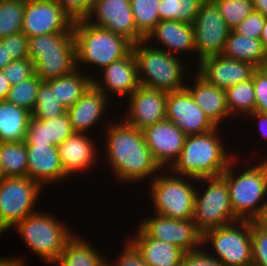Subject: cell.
Segmentation results:
<instances>
[{"instance_id": "31", "label": "cell", "mask_w": 267, "mask_h": 266, "mask_svg": "<svg viewBox=\"0 0 267 266\" xmlns=\"http://www.w3.org/2000/svg\"><path fill=\"white\" fill-rule=\"evenodd\" d=\"M265 54L260 39L248 38L234 30L230 31L222 53L227 58L248 62L256 68L260 67Z\"/></svg>"}, {"instance_id": "15", "label": "cell", "mask_w": 267, "mask_h": 266, "mask_svg": "<svg viewBox=\"0 0 267 266\" xmlns=\"http://www.w3.org/2000/svg\"><path fill=\"white\" fill-rule=\"evenodd\" d=\"M74 20L56 0H26L22 32L29 38L56 32H73Z\"/></svg>"}, {"instance_id": "46", "label": "cell", "mask_w": 267, "mask_h": 266, "mask_svg": "<svg viewBox=\"0 0 267 266\" xmlns=\"http://www.w3.org/2000/svg\"><path fill=\"white\" fill-rule=\"evenodd\" d=\"M204 247L197 251L184 254L180 266H224L219 260L212 257Z\"/></svg>"}, {"instance_id": "42", "label": "cell", "mask_w": 267, "mask_h": 266, "mask_svg": "<svg viewBox=\"0 0 267 266\" xmlns=\"http://www.w3.org/2000/svg\"><path fill=\"white\" fill-rule=\"evenodd\" d=\"M266 17L259 12L253 11L233 30L248 38L260 39Z\"/></svg>"}, {"instance_id": "53", "label": "cell", "mask_w": 267, "mask_h": 266, "mask_svg": "<svg viewBox=\"0 0 267 266\" xmlns=\"http://www.w3.org/2000/svg\"><path fill=\"white\" fill-rule=\"evenodd\" d=\"M254 11L267 18V0H252Z\"/></svg>"}, {"instance_id": "11", "label": "cell", "mask_w": 267, "mask_h": 266, "mask_svg": "<svg viewBox=\"0 0 267 266\" xmlns=\"http://www.w3.org/2000/svg\"><path fill=\"white\" fill-rule=\"evenodd\" d=\"M44 188L29 177L0 178V229L7 232L25 217L37 212Z\"/></svg>"}, {"instance_id": "33", "label": "cell", "mask_w": 267, "mask_h": 266, "mask_svg": "<svg viewBox=\"0 0 267 266\" xmlns=\"http://www.w3.org/2000/svg\"><path fill=\"white\" fill-rule=\"evenodd\" d=\"M227 106L230 117L248 116L255 111V90L252 77L226 90Z\"/></svg>"}, {"instance_id": "30", "label": "cell", "mask_w": 267, "mask_h": 266, "mask_svg": "<svg viewBox=\"0 0 267 266\" xmlns=\"http://www.w3.org/2000/svg\"><path fill=\"white\" fill-rule=\"evenodd\" d=\"M84 73L86 71L84 72L83 68L81 70L76 69L68 75L47 81L59 102L66 109L73 106L93 84L92 78L94 76L88 72Z\"/></svg>"}, {"instance_id": "14", "label": "cell", "mask_w": 267, "mask_h": 266, "mask_svg": "<svg viewBox=\"0 0 267 266\" xmlns=\"http://www.w3.org/2000/svg\"><path fill=\"white\" fill-rule=\"evenodd\" d=\"M84 20L122 35L133 44L145 39L136 30L130 0H93Z\"/></svg>"}, {"instance_id": "43", "label": "cell", "mask_w": 267, "mask_h": 266, "mask_svg": "<svg viewBox=\"0 0 267 266\" xmlns=\"http://www.w3.org/2000/svg\"><path fill=\"white\" fill-rule=\"evenodd\" d=\"M119 259L116 261L107 260V266H149L145 263L141 253L136 246L126 237Z\"/></svg>"}, {"instance_id": "50", "label": "cell", "mask_w": 267, "mask_h": 266, "mask_svg": "<svg viewBox=\"0 0 267 266\" xmlns=\"http://www.w3.org/2000/svg\"><path fill=\"white\" fill-rule=\"evenodd\" d=\"M13 59L8 57L7 44L0 39V70L4 69Z\"/></svg>"}, {"instance_id": "40", "label": "cell", "mask_w": 267, "mask_h": 266, "mask_svg": "<svg viewBox=\"0 0 267 266\" xmlns=\"http://www.w3.org/2000/svg\"><path fill=\"white\" fill-rule=\"evenodd\" d=\"M2 71L11 86L28 79L35 73L34 64L30 58L13 60Z\"/></svg>"}, {"instance_id": "13", "label": "cell", "mask_w": 267, "mask_h": 266, "mask_svg": "<svg viewBox=\"0 0 267 266\" xmlns=\"http://www.w3.org/2000/svg\"><path fill=\"white\" fill-rule=\"evenodd\" d=\"M139 227L151 238L174 244L186 253L203 247V234L193 219L178 220L154 213L152 217H144Z\"/></svg>"}, {"instance_id": "24", "label": "cell", "mask_w": 267, "mask_h": 266, "mask_svg": "<svg viewBox=\"0 0 267 266\" xmlns=\"http://www.w3.org/2000/svg\"><path fill=\"white\" fill-rule=\"evenodd\" d=\"M109 102V98L92 84L81 98L67 109L74 133L90 134L89 131L105 119L103 117L107 109H110Z\"/></svg>"}, {"instance_id": "9", "label": "cell", "mask_w": 267, "mask_h": 266, "mask_svg": "<svg viewBox=\"0 0 267 266\" xmlns=\"http://www.w3.org/2000/svg\"><path fill=\"white\" fill-rule=\"evenodd\" d=\"M197 183L201 186L196 187L193 221L202 234L238 221L231 207L226 180L221 175L200 178Z\"/></svg>"}, {"instance_id": "38", "label": "cell", "mask_w": 267, "mask_h": 266, "mask_svg": "<svg viewBox=\"0 0 267 266\" xmlns=\"http://www.w3.org/2000/svg\"><path fill=\"white\" fill-rule=\"evenodd\" d=\"M66 112L67 109L59 102L50 85L47 82H41L32 117L47 120Z\"/></svg>"}, {"instance_id": "48", "label": "cell", "mask_w": 267, "mask_h": 266, "mask_svg": "<svg viewBox=\"0 0 267 266\" xmlns=\"http://www.w3.org/2000/svg\"><path fill=\"white\" fill-rule=\"evenodd\" d=\"M250 120H255L256 124L258 123L259 131L263 140H267V114L259 113L257 111H253L248 115Z\"/></svg>"}, {"instance_id": "52", "label": "cell", "mask_w": 267, "mask_h": 266, "mask_svg": "<svg viewBox=\"0 0 267 266\" xmlns=\"http://www.w3.org/2000/svg\"><path fill=\"white\" fill-rule=\"evenodd\" d=\"M25 261L22 259V256L16 257H0V266H26Z\"/></svg>"}, {"instance_id": "27", "label": "cell", "mask_w": 267, "mask_h": 266, "mask_svg": "<svg viewBox=\"0 0 267 266\" xmlns=\"http://www.w3.org/2000/svg\"><path fill=\"white\" fill-rule=\"evenodd\" d=\"M74 133L68 113L47 120L31 117L25 144H51L59 146Z\"/></svg>"}, {"instance_id": "3", "label": "cell", "mask_w": 267, "mask_h": 266, "mask_svg": "<svg viewBox=\"0 0 267 266\" xmlns=\"http://www.w3.org/2000/svg\"><path fill=\"white\" fill-rule=\"evenodd\" d=\"M237 156L221 176L228 186L234 216L238 220L253 221L267 205V161L259 158L261 161L254 165L249 161L248 167L245 164L246 169L242 168V171L238 172L239 169L236 171L235 167L239 168L236 165L241 163L238 160L241 158Z\"/></svg>"}, {"instance_id": "56", "label": "cell", "mask_w": 267, "mask_h": 266, "mask_svg": "<svg viewBox=\"0 0 267 266\" xmlns=\"http://www.w3.org/2000/svg\"><path fill=\"white\" fill-rule=\"evenodd\" d=\"M267 154L265 153L264 158H262L264 161H267Z\"/></svg>"}, {"instance_id": "57", "label": "cell", "mask_w": 267, "mask_h": 266, "mask_svg": "<svg viewBox=\"0 0 267 266\" xmlns=\"http://www.w3.org/2000/svg\"><path fill=\"white\" fill-rule=\"evenodd\" d=\"M1 147H2V142L0 141V153H1Z\"/></svg>"}, {"instance_id": "18", "label": "cell", "mask_w": 267, "mask_h": 266, "mask_svg": "<svg viewBox=\"0 0 267 266\" xmlns=\"http://www.w3.org/2000/svg\"><path fill=\"white\" fill-rule=\"evenodd\" d=\"M166 119L187 136L204 134L216 128L186 88L168 93Z\"/></svg>"}, {"instance_id": "47", "label": "cell", "mask_w": 267, "mask_h": 266, "mask_svg": "<svg viewBox=\"0 0 267 266\" xmlns=\"http://www.w3.org/2000/svg\"><path fill=\"white\" fill-rule=\"evenodd\" d=\"M61 8L74 20L85 19L93 0H56Z\"/></svg>"}, {"instance_id": "29", "label": "cell", "mask_w": 267, "mask_h": 266, "mask_svg": "<svg viewBox=\"0 0 267 266\" xmlns=\"http://www.w3.org/2000/svg\"><path fill=\"white\" fill-rule=\"evenodd\" d=\"M31 117L28 110L7 100L0 101V141H24Z\"/></svg>"}, {"instance_id": "17", "label": "cell", "mask_w": 267, "mask_h": 266, "mask_svg": "<svg viewBox=\"0 0 267 266\" xmlns=\"http://www.w3.org/2000/svg\"><path fill=\"white\" fill-rule=\"evenodd\" d=\"M168 93L139 86L128 96L125 117L122 120L139 130L166 119Z\"/></svg>"}, {"instance_id": "1", "label": "cell", "mask_w": 267, "mask_h": 266, "mask_svg": "<svg viewBox=\"0 0 267 266\" xmlns=\"http://www.w3.org/2000/svg\"><path fill=\"white\" fill-rule=\"evenodd\" d=\"M110 121H106L109 127L103 130H106L103 155L107 160L105 162H109L112 175L123 184L142 182L150 177L152 180L162 169L154 160L143 131L126 124L122 119Z\"/></svg>"}, {"instance_id": "12", "label": "cell", "mask_w": 267, "mask_h": 266, "mask_svg": "<svg viewBox=\"0 0 267 266\" xmlns=\"http://www.w3.org/2000/svg\"><path fill=\"white\" fill-rule=\"evenodd\" d=\"M194 47L199 61L206 57L223 53L227 37L231 31L213 0H204L192 23Z\"/></svg>"}, {"instance_id": "7", "label": "cell", "mask_w": 267, "mask_h": 266, "mask_svg": "<svg viewBox=\"0 0 267 266\" xmlns=\"http://www.w3.org/2000/svg\"><path fill=\"white\" fill-rule=\"evenodd\" d=\"M13 228L30 251L52 266L67 241L75 234L58 216L45 211H37L25 217Z\"/></svg>"}, {"instance_id": "36", "label": "cell", "mask_w": 267, "mask_h": 266, "mask_svg": "<svg viewBox=\"0 0 267 266\" xmlns=\"http://www.w3.org/2000/svg\"><path fill=\"white\" fill-rule=\"evenodd\" d=\"M136 30L146 38L160 21V0H130Z\"/></svg>"}, {"instance_id": "45", "label": "cell", "mask_w": 267, "mask_h": 266, "mask_svg": "<svg viewBox=\"0 0 267 266\" xmlns=\"http://www.w3.org/2000/svg\"><path fill=\"white\" fill-rule=\"evenodd\" d=\"M255 90V111L267 114V75L256 68L252 74Z\"/></svg>"}, {"instance_id": "8", "label": "cell", "mask_w": 267, "mask_h": 266, "mask_svg": "<svg viewBox=\"0 0 267 266\" xmlns=\"http://www.w3.org/2000/svg\"><path fill=\"white\" fill-rule=\"evenodd\" d=\"M149 182L148 197L154 213L178 220L193 219L197 179L162 170Z\"/></svg>"}, {"instance_id": "4", "label": "cell", "mask_w": 267, "mask_h": 266, "mask_svg": "<svg viewBox=\"0 0 267 266\" xmlns=\"http://www.w3.org/2000/svg\"><path fill=\"white\" fill-rule=\"evenodd\" d=\"M73 33L76 45V66L96 67L101 71L112 62L126 57L133 43L122 35L107 29L93 26L84 19L73 23ZM81 65V66H80ZM98 67V68H97Z\"/></svg>"}, {"instance_id": "10", "label": "cell", "mask_w": 267, "mask_h": 266, "mask_svg": "<svg viewBox=\"0 0 267 266\" xmlns=\"http://www.w3.org/2000/svg\"><path fill=\"white\" fill-rule=\"evenodd\" d=\"M202 243L203 247L208 243L211 250L207 252L224 266H252L251 221L210 229L203 234Z\"/></svg>"}, {"instance_id": "55", "label": "cell", "mask_w": 267, "mask_h": 266, "mask_svg": "<svg viewBox=\"0 0 267 266\" xmlns=\"http://www.w3.org/2000/svg\"><path fill=\"white\" fill-rule=\"evenodd\" d=\"M259 69L267 75V52L263 58V61L260 65Z\"/></svg>"}, {"instance_id": "26", "label": "cell", "mask_w": 267, "mask_h": 266, "mask_svg": "<svg viewBox=\"0 0 267 266\" xmlns=\"http://www.w3.org/2000/svg\"><path fill=\"white\" fill-rule=\"evenodd\" d=\"M129 240L141 253L149 266H180L186 252L174 244L159 241L148 236L139 226Z\"/></svg>"}, {"instance_id": "6", "label": "cell", "mask_w": 267, "mask_h": 266, "mask_svg": "<svg viewBox=\"0 0 267 266\" xmlns=\"http://www.w3.org/2000/svg\"><path fill=\"white\" fill-rule=\"evenodd\" d=\"M29 58L42 82L68 75L77 69L73 32H56L28 38Z\"/></svg>"}, {"instance_id": "21", "label": "cell", "mask_w": 267, "mask_h": 266, "mask_svg": "<svg viewBox=\"0 0 267 266\" xmlns=\"http://www.w3.org/2000/svg\"><path fill=\"white\" fill-rule=\"evenodd\" d=\"M28 158L27 177L43 188L50 184L66 182L57 146L51 144H26ZM63 181V182H62ZM47 185V186H46Z\"/></svg>"}, {"instance_id": "51", "label": "cell", "mask_w": 267, "mask_h": 266, "mask_svg": "<svg viewBox=\"0 0 267 266\" xmlns=\"http://www.w3.org/2000/svg\"><path fill=\"white\" fill-rule=\"evenodd\" d=\"M253 223L261 230L267 232V205L260 211Z\"/></svg>"}, {"instance_id": "28", "label": "cell", "mask_w": 267, "mask_h": 266, "mask_svg": "<svg viewBox=\"0 0 267 266\" xmlns=\"http://www.w3.org/2000/svg\"><path fill=\"white\" fill-rule=\"evenodd\" d=\"M89 240L75 233L53 263L55 266H107L106 254L102 255Z\"/></svg>"}, {"instance_id": "54", "label": "cell", "mask_w": 267, "mask_h": 266, "mask_svg": "<svg viewBox=\"0 0 267 266\" xmlns=\"http://www.w3.org/2000/svg\"><path fill=\"white\" fill-rule=\"evenodd\" d=\"M260 40L262 42L264 50L267 52V18L265 19L264 27L261 33Z\"/></svg>"}, {"instance_id": "22", "label": "cell", "mask_w": 267, "mask_h": 266, "mask_svg": "<svg viewBox=\"0 0 267 266\" xmlns=\"http://www.w3.org/2000/svg\"><path fill=\"white\" fill-rule=\"evenodd\" d=\"M94 143L95 141L91 139V136L89 137V134L73 133L58 146L64 176L68 180L73 179L78 172L79 174L89 172L92 165L95 167V164H98L100 151L97 150L98 145Z\"/></svg>"}, {"instance_id": "37", "label": "cell", "mask_w": 267, "mask_h": 266, "mask_svg": "<svg viewBox=\"0 0 267 266\" xmlns=\"http://www.w3.org/2000/svg\"><path fill=\"white\" fill-rule=\"evenodd\" d=\"M41 82V79L34 73L28 79L12 85L6 100L32 113Z\"/></svg>"}, {"instance_id": "44", "label": "cell", "mask_w": 267, "mask_h": 266, "mask_svg": "<svg viewBox=\"0 0 267 266\" xmlns=\"http://www.w3.org/2000/svg\"><path fill=\"white\" fill-rule=\"evenodd\" d=\"M1 40L7 44L8 57L13 60L29 58L28 37L23 32L1 38Z\"/></svg>"}, {"instance_id": "41", "label": "cell", "mask_w": 267, "mask_h": 266, "mask_svg": "<svg viewBox=\"0 0 267 266\" xmlns=\"http://www.w3.org/2000/svg\"><path fill=\"white\" fill-rule=\"evenodd\" d=\"M252 266H267V232L251 221Z\"/></svg>"}, {"instance_id": "32", "label": "cell", "mask_w": 267, "mask_h": 266, "mask_svg": "<svg viewBox=\"0 0 267 266\" xmlns=\"http://www.w3.org/2000/svg\"><path fill=\"white\" fill-rule=\"evenodd\" d=\"M28 158L25 141L2 142L0 153L1 177H27Z\"/></svg>"}, {"instance_id": "19", "label": "cell", "mask_w": 267, "mask_h": 266, "mask_svg": "<svg viewBox=\"0 0 267 266\" xmlns=\"http://www.w3.org/2000/svg\"><path fill=\"white\" fill-rule=\"evenodd\" d=\"M99 72L98 76L100 77L97 75L93 77L92 83L109 99L115 95V97L119 96L122 98L125 96L123 98L125 100L126 97L130 96L140 86L133 51L126 57L112 62Z\"/></svg>"}, {"instance_id": "16", "label": "cell", "mask_w": 267, "mask_h": 266, "mask_svg": "<svg viewBox=\"0 0 267 266\" xmlns=\"http://www.w3.org/2000/svg\"><path fill=\"white\" fill-rule=\"evenodd\" d=\"M142 131L156 163L162 170H169L179 159L187 135L167 119Z\"/></svg>"}, {"instance_id": "35", "label": "cell", "mask_w": 267, "mask_h": 266, "mask_svg": "<svg viewBox=\"0 0 267 266\" xmlns=\"http://www.w3.org/2000/svg\"><path fill=\"white\" fill-rule=\"evenodd\" d=\"M26 0H0V39L22 32Z\"/></svg>"}, {"instance_id": "49", "label": "cell", "mask_w": 267, "mask_h": 266, "mask_svg": "<svg viewBox=\"0 0 267 266\" xmlns=\"http://www.w3.org/2000/svg\"><path fill=\"white\" fill-rule=\"evenodd\" d=\"M10 88L11 85L6 79V75L0 70V101L6 100Z\"/></svg>"}, {"instance_id": "25", "label": "cell", "mask_w": 267, "mask_h": 266, "mask_svg": "<svg viewBox=\"0 0 267 266\" xmlns=\"http://www.w3.org/2000/svg\"><path fill=\"white\" fill-rule=\"evenodd\" d=\"M189 86L185 88L190 92L196 104L204 111L205 115L216 126L221 127L223 120L231 119L224 89L208 84L197 73L194 74ZM192 82V83H191ZM223 122V123H222Z\"/></svg>"}, {"instance_id": "5", "label": "cell", "mask_w": 267, "mask_h": 266, "mask_svg": "<svg viewBox=\"0 0 267 266\" xmlns=\"http://www.w3.org/2000/svg\"><path fill=\"white\" fill-rule=\"evenodd\" d=\"M132 51L141 86L166 93L185 89L187 84L186 67L183 64L186 62L185 56L183 58L174 56L160 48L150 46L145 40L133 44Z\"/></svg>"}, {"instance_id": "39", "label": "cell", "mask_w": 267, "mask_h": 266, "mask_svg": "<svg viewBox=\"0 0 267 266\" xmlns=\"http://www.w3.org/2000/svg\"><path fill=\"white\" fill-rule=\"evenodd\" d=\"M228 27L233 30L254 11L252 0H213Z\"/></svg>"}, {"instance_id": "2", "label": "cell", "mask_w": 267, "mask_h": 266, "mask_svg": "<svg viewBox=\"0 0 267 266\" xmlns=\"http://www.w3.org/2000/svg\"><path fill=\"white\" fill-rule=\"evenodd\" d=\"M219 129L187 136L179 159L169 170L175 175L195 179L220 176L236 154L228 153Z\"/></svg>"}, {"instance_id": "23", "label": "cell", "mask_w": 267, "mask_h": 266, "mask_svg": "<svg viewBox=\"0 0 267 266\" xmlns=\"http://www.w3.org/2000/svg\"><path fill=\"white\" fill-rule=\"evenodd\" d=\"M144 40L150 45L154 41L152 46H158L157 48L177 57H181L183 53V55L187 53L196 55L192 24L174 20H160ZM178 53L181 54L178 55Z\"/></svg>"}, {"instance_id": "20", "label": "cell", "mask_w": 267, "mask_h": 266, "mask_svg": "<svg viewBox=\"0 0 267 266\" xmlns=\"http://www.w3.org/2000/svg\"><path fill=\"white\" fill-rule=\"evenodd\" d=\"M195 69L194 72L208 84L226 90L250 79L256 67L221 54L202 59Z\"/></svg>"}, {"instance_id": "34", "label": "cell", "mask_w": 267, "mask_h": 266, "mask_svg": "<svg viewBox=\"0 0 267 266\" xmlns=\"http://www.w3.org/2000/svg\"><path fill=\"white\" fill-rule=\"evenodd\" d=\"M204 0H160V20H174L192 24Z\"/></svg>"}]
</instances>
